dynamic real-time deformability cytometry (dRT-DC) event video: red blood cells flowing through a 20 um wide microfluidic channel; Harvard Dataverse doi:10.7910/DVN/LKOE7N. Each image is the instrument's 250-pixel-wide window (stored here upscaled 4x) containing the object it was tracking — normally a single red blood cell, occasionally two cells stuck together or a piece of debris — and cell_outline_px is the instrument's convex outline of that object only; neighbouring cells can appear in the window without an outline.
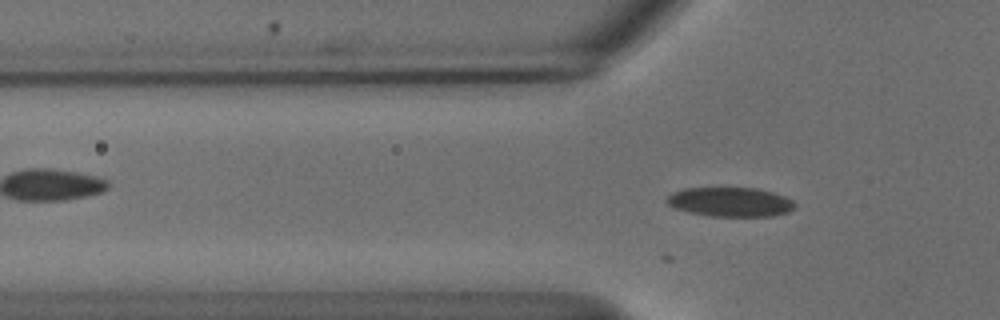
{"species": "common noctule bat (a hibernating species)", "species_latin": "Nyctalus noctula", "temperature_condition": "cold", "stored_images_in_passage": 16, "camera_frame_rate_fps": 3000, "um_per_image_px": 0.085, "animal": {"sex": "male", "body_mass_g": 18.8}, "frame": {"image": 1, "passage_image": 2, "time_ms": 0.333, "image_size_px": [1000, 320], "cell_outline_px": [[796, 204], [788, 212], [772, 216], [712, 216], [688, 212], [676, 208], [668, 204], [664, 200], [672, 192], [684, 188], [756, 188], [772, 192], [784, 196], [792, 200]], "centroid_in_image_um": [62.05, 17.16], "position_along_channel_um": 63.7, "area_um2": 21.79}}
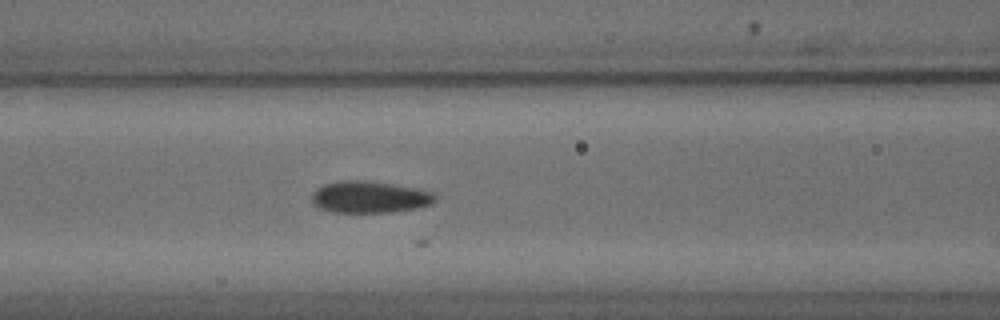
{"frame": {"image": 2, "passage_image": 8, "time_ms": 2.333, "image_size_px": [1000, 320], "cell_outline_px": [[436, 200], [432, 204], [416, 208], [392, 212], [332, 212], [320, 208], [312, 204], [312, 192], [316, 188], [324, 184], [344, 180], [360, 180], [388, 184], [412, 188], [432, 192], [436, 196]], "centroid_in_image_um": [31.37, 16.76], "position_along_channel_um": 135.2, "area_um2": 22.6}}
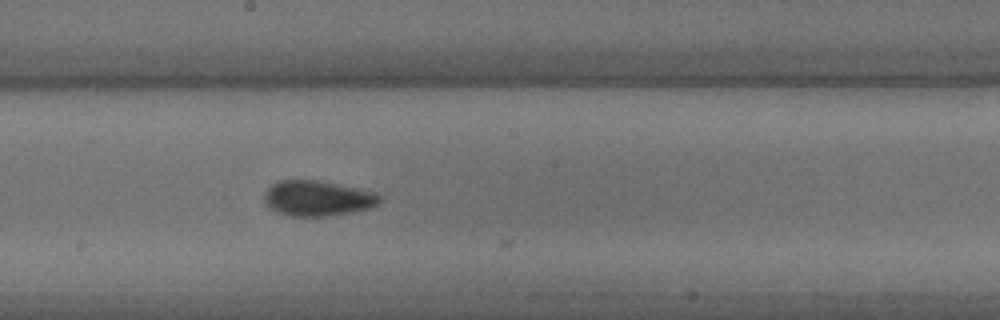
{"frame": {"image": 3, "passage_image": 15, "time_ms": 4.667, "image_size_px": [1000, 320], "cell_outline_px": [[384, 200], [380, 204], [372, 208], [356, 212], [324, 216], [288, 216], [276, 212], [268, 208], [264, 200], [264, 192], [272, 184], [280, 180], [316, 180], [376, 192], [384, 196]], "centroid_in_image_um": [27.04, 16.87], "position_along_channel_um": 221.2, "area_um2": 24.22}}